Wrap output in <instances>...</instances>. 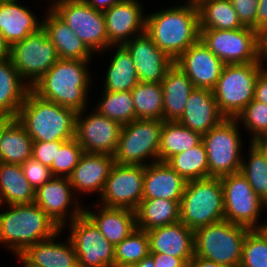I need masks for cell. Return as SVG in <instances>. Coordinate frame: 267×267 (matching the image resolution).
Returning a JSON list of instances; mask_svg holds the SVG:
<instances>
[{
  "instance_id": "1",
  "label": "cell",
  "mask_w": 267,
  "mask_h": 267,
  "mask_svg": "<svg viewBox=\"0 0 267 267\" xmlns=\"http://www.w3.org/2000/svg\"><path fill=\"white\" fill-rule=\"evenodd\" d=\"M145 33L156 47L175 61L200 39L198 6L182 3L147 14Z\"/></svg>"
},
{
  "instance_id": "2",
  "label": "cell",
  "mask_w": 267,
  "mask_h": 267,
  "mask_svg": "<svg viewBox=\"0 0 267 267\" xmlns=\"http://www.w3.org/2000/svg\"><path fill=\"white\" fill-rule=\"evenodd\" d=\"M90 61L59 59L32 87L39 97L77 113L88 107ZM88 99V100H87Z\"/></svg>"
},
{
  "instance_id": "3",
  "label": "cell",
  "mask_w": 267,
  "mask_h": 267,
  "mask_svg": "<svg viewBox=\"0 0 267 267\" xmlns=\"http://www.w3.org/2000/svg\"><path fill=\"white\" fill-rule=\"evenodd\" d=\"M77 112L45 100L31 89L16 119L33 141H68L76 134Z\"/></svg>"
},
{
  "instance_id": "4",
  "label": "cell",
  "mask_w": 267,
  "mask_h": 267,
  "mask_svg": "<svg viewBox=\"0 0 267 267\" xmlns=\"http://www.w3.org/2000/svg\"><path fill=\"white\" fill-rule=\"evenodd\" d=\"M6 206L7 211L0 212V243L15 253L14 256L61 230L35 202Z\"/></svg>"
},
{
  "instance_id": "5",
  "label": "cell",
  "mask_w": 267,
  "mask_h": 267,
  "mask_svg": "<svg viewBox=\"0 0 267 267\" xmlns=\"http://www.w3.org/2000/svg\"><path fill=\"white\" fill-rule=\"evenodd\" d=\"M264 66L261 61L224 65L212 92L225 118H237L254 99L256 80Z\"/></svg>"
},
{
  "instance_id": "6",
  "label": "cell",
  "mask_w": 267,
  "mask_h": 267,
  "mask_svg": "<svg viewBox=\"0 0 267 267\" xmlns=\"http://www.w3.org/2000/svg\"><path fill=\"white\" fill-rule=\"evenodd\" d=\"M224 219L220 177L188 181L180 202V221L196 229Z\"/></svg>"
},
{
  "instance_id": "7",
  "label": "cell",
  "mask_w": 267,
  "mask_h": 267,
  "mask_svg": "<svg viewBox=\"0 0 267 267\" xmlns=\"http://www.w3.org/2000/svg\"><path fill=\"white\" fill-rule=\"evenodd\" d=\"M249 230L225 219L200 227L194 231L195 255L229 267H240Z\"/></svg>"
},
{
  "instance_id": "8",
  "label": "cell",
  "mask_w": 267,
  "mask_h": 267,
  "mask_svg": "<svg viewBox=\"0 0 267 267\" xmlns=\"http://www.w3.org/2000/svg\"><path fill=\"white\" fill-rule=\"evenodd\" d=\"M162 126L163 120L155 119H136L122 125L115 163L146 166L159 161Z\"/></svg>"
},
{
  "instance_id": "9",
  "label": "cell",
  "mask_w": 267,
  "mask_h": 267,
  "mask_svg": "<svg viewBox=\"0 0 267 267\" xmlns=\"http://www.w3.org/2000/svg\"><path fill=\"white\" fill-rule=\"evenodd\" d=\"M239 127L236 118H224L202 136L209 177H222L240 171L243 145Z\"/></svg>"
},
{
  "instance_id": "10",
  "label": "cell",
  "mask_w": 267,
  "mask_h": 267,
  "mask_svg": "<svg viewBox=\"0 0 267 267\" xmlns=\"http://www.w3.org/2000/svg\"><path fill=\"white\" fill-rule=\"evenodd\" d=\"M49 7L75 32L93 53L106 51L111 45L103 12L95 10L84 0H50Z\"/></svg>"
},
{
  "instance_id": "11",
  "label": "cell",
  "mask_w": 267,
  "mask_h": 267,
  "mask_svg": "<svg viewBox=\"0 0 267 267\" xmlns=\"http://www.w3.org/2000/svg\"><path fill=\"white\" fill-rule=\"evenodd\" d=\"M9 58L30 87L59 60L56 48L43 28L13 43Z\"/></svg>"
},
{
  "instance_id": "12",
  "label": "cell",
  "mask_w": 267,
  "mask_h": 267,
  "mask_svg": "<svg viewBox=\"0 0 267 267\" xmlns=\"http://www.w3.org/2000/svg\"><path fill=\"white\" fill-rule=\"evenodd\" d=\"M223 190L224 219L250 230L260 224L265 202L253 191L241 171L220 177Z\"/></svg>"
},
{
  "instance_id": "13",
  "label": "cell",
  "mask_w": 267,
  "mask_h": 267,
  "mask_svg": "<svg viewBox=\"0 0 267 267\" xmlns=\"http://www.w3.org/2000/svg\"><path fill=\"white\" fill-rule=\"evenodd\" d=\"M200 39L225 65L260 61L257 30L251 27L200 30Z\"/></svg>"
},
{
  "instance_id": "14",
  "label": "cell",
  "mask_w": 267,
  "mask_h": 267,
  "mask_svg": "<svg viewBox=\"0 0 267 267\" xmlns=\"http://www.w3.org/2000/svg\"><path fill=\"white\" fill-rule=\"evenodd\" d=\"M79 267H114V248L96 225L83 213L66 224Z\"/></svg>"
},
{
  "instance_id": "15",
  "label": "cell",
  "mask_w": 267,
  "mask_h": 267,
  "mask_svg": "<svg viewBox=\"0 0 267 267\" xmlns=\"http://www.w3.org/2000/svg\"><path fill=\"white\" fill-rule=\"evenodd\" d=\"M144 166L114 163L97 204L136 210L143 199Z\"/></svg>"
},
{
  "instance_id": "16",
  "label": "cell",
  "mask_w": 267,
  "mask_h": 267,
  "mask_svg": "<svg viewBox=\"0 0 267 267\" xmlns=\"http://www.w3.org/2000/svg\"><path fill=\"white\" fill-rule=\"evenodd\" d=\"M93 109L77 113L75 138L84 152L114 156L122 125Z\"/></svg>"
},
{
  "instance_id": "17",
  "label": "cell",
  "mask_w": 267,
  "mask_h": 267,
  "mask_svg": "<svg viewBox=\"0 0 267 267\" xmlns=\"http://www.w3.org/2000/svg\"><path fill=\"white\" fill-rule=\"evenodd\" d=\"M75 197L78 196H75L68 177L53 176L47 183L35 191V203L62 230L65 229L66 224L84 212V204L82 207V203Z\"/></svg>"
},
{
  "instance_id": "18",
  "label": "cell",
  "mask_w": 267,
  "mask_h": 267,
  "mask_svg": "<svg viewBox=\"0 0 267 267\" xmlns=\"http://www.w3.org/2000/svg\"><path fill=\"white\" fill-rule=\"evenodd\" d=\"M138 1L122 0L103 12L110 45H123L145 33L146 14Z\"/></svg>"
},
{
  "instance_id": "19",
  "label": "cell",
  "mask_w": 267,
  "mask_h": 267,
  "mask_svg": "<svg viewBox=\"0 0 267 267\" xmlns=\"http://www.w3.org/2000/svg\"><path fill=\"white\" fill-rule=\"evenodd\" d=\"M174 63L186 73L195 88L211 90L225 65L201 39L184 51Z\"/></svg>"
},
{
  "instance_id": "20",
  "label": "cell",
  "mask_w": 267,
  "mask_h": 267,
  "mask_svg": "<svg viewBox=\"0 0 267 267\" xmlns=\"http://www.w3.org/2000/svg\"><path fill=\"white\" fill-rule=\"evenodd\" d=\"M123 46L131 54L141 82L160 83L164 79L167 69L174 63L156 47L146 33L132 38Z\"/></svg>"
},
{
  "instance_id": "21",
  "label": "cell",
  "mask_w": 267,
  "mask_h": 267,
  "mask_svg": "<svg viewBox=\"0 0 267 267\" xmlns=\"http://www.w3.org/2000/svg\"><path fill=\"white\" fill-rule=\"evenodd\" d=\"M115 160L107 154L84 152L79 163L68 176L74 193H102Z\"/></svg>"
},
{
  "instance_id": "22",
  "label": "cell",
  "mask_w": 267,
  "mask_h": 267,
  "mask_svg": "<svg viewBox=\"0 0 267 267\" xmlns=\"http://www.w3.org/2000/svg\"><path fill=\"white\" fill-rule=\"evenodd\" d=\"M150 253L183 258L188 264L195 255L194 231L181 221L147 231Z\"/></svg>"
},
{
  "instance_id": "23",
  "label": "cell",
  "mask_w": 267,
  "mask_h": 267,
  "mask_svg": "<svg viewBox=\"0 0 267 267\" xmlns=\"http://www.w3.org/2000/svg\"><path fill=\"white\" fill-rule=\"evenodd\" d=\"M224 118L212 90L194 88L188 96L184 113L177 122L203 136Z\"/></svg>"
},
{
  "instance_id": "24",
  "label": "cell",
  "mask_w": 267,
  "mask_h": 267,
  "mask_svg": "<svg viewBox=\"0 0 267 267\" xmlns=\"http://www.w3.org/2000/svg\"><path fill=\"white\" fill-rule=\"evenodd\" d=\"M62 231L61 229L53 237L29 246L18 256L30 267H79L69 238L65 243L57 242Z\"/></svg>"
},
{
  "instance_id": "25",
  "label": "cell",
  "mask_w": 267,
  "mask_h": 267,
  "mask_svg": "<svg viewBox=\"0 0 267 267\" xmlns=\"http://www.w3.org/2000/svg\"><path fill=\"white\" fill-rule=\"evenodd\" d=\"M186 181L166 162L144 166L143 199L181 201Z\"/></svg>"
},
{
  "instance_id": "26",
  "label": "cell",
  "mask_w": 267,
  "mask_h": 267,
  "mask_svg": "<svg viewBox=\"0 0 267 267\" xmlns=\"http://www.w3.org/2000/svg\"><path fill=\"white\" fill-rule=\"evenodd\" d=\"M18 1L0 0V32L10 46L42 28V20Z\"/></svg>"
},
{
  "instance_id": "27",
  "label": "cell",
  "mask_w": 267,
  "mask_h": 267,
  "mask_svg": "<svg viewBox=\"0 0 267 267\" xmlns=\"http://www.w3.org/2000/svg\"><path fill=\"white\" fill-rule=\"evenodd\" d=\"M92 210L84 206V214L96 225L105 238L114 246L127 238L136 228V212L128 208L105 207ZM86 207V208H85ZM96 211V212H95Z\"/></svg>"
},
{
  "instance_id": "28",
  "label": "cell",
  "mask_w": 267,
  "mask_h": 267,
  "mask_svg": "<svg viewBox=\"0 0 267 267\" xmlns=\"http://www.w3.org/2000/svg\"><path fill=\"white\" fill-rule=\"evenodd\" d=\"M45 11L42 28L54 44L59 59L92 61L94 54L77 37L74 31L50 8Z\"/></svg>"
},
{
  "instance_id": "29",
  "label": "cell",
  "mask_w": 267,
  "mask_h": 267,
  "mask_svg": "<svg viewBox=\"0 0 267 267\" xmlns=\"http://www.w3.org/2000/svg\"><path fill=\"white\" fill-rule=\"evenodd\" d=\"M163 90V121H178L184 113L194 85L186 73L173 63L160 82Z\"/></svg>"
},
{
  "instance_id": "30",
  "label": "cell",
  "mask_w": 267,
  "mask_h": 267,
  "mask_svg": "<svg viewBox=\"0 0 267 267\" xmlns=\"http://www.w3.org/2000/svg\"><path fill=\"white\" fill-rule=\"evenodd\" d=\"M33 139L15 119L0 117V162L23 164L32 157Z\"/></svg>"
},
{
  "instance_id": "31",
  "label": "cell",
  "mask_w": 267,
  "mask_h": 267,
  "mask_svg": "<svg viewBox=\"0 0 267 267\" xmlns=\"http://www.w3.org/2000/svg\"><path fill=\"white\" fill-rule=\"evenodd\" d=\"M30 89L10 58L0 61V117L15 119Z\"/></svg>"
},
{
  "instance_id": "32",
  "label": "cell",
  "mask_w": 267,
  "mask_h": 267,
  "mask_svg": "<svg viewBox=\"0 0 267 267\" xmlns=\"http://www.w3.org/2000/svg\"><path fill=\"white\" fill-rule=\"evenodd\" d=\"M35 190L24 176L21 164L0 162V208L3 205L31 204Z\"/></svg>"
},
{
  "instance_id": "33",
  "label": "cell",
  "mask_w": 267,
  "mask_h": 267,
  "mask_svg": "<svg viewBox=\"0 0 267 267\" xmlns=\"http://www.w3.org/2000/svg\"><path fill=\"white\" fill-rule=\"evenodd\" d=\"M116 48L106 70L104 91H131L140 82L131 54L123 45H111L108 49Z\"/></svg>"
},
{
  "instance_id": "34",
  "label": "cell",
  "mask_w": 267,
  "mask_h": 267,
  "mask_svg": "<svg viewBox=\"0 0 267 267\" xmlns=\"http://www.w3.org/2000/svg\"><path fill=\"white\" fill-rule=\"evenodd\" d=\"M180 202L168 199H142L136 212V227L149 231L180 221Z\"/></svg>"
},
{
  "instance_id": "35",
  "label": "cell",
  "mask_w": 267,
  "mask_h": 267,
  "mask_svg": "<svg viewBox=\"0 0 267 267\" xmlns=\"http://www.w3.org/2000/svg\"><path fill=\"white\" fill-rule=\"evenodd\" d=\"M201 142V134L177 121H163L158 152L159 161L167 162L172 156L193 148Z\"/></svg>"
},
{
  "instance_id": "36",
  "label": "cell",
  "mask_w": 267,
  "mask_h": 267,
  "mask_svg": "<svg viewBox=\"0 0 267 267\" xmlns=\"http://www.w3.org/2000/svg\"><path fill=\"white\" fill-rule=\"evenodd\" d=\"M200 30L245 27L229 0H205L198 6Z\"/></svg>"
},
{
  "instance_id": "37",
  "label": "cell",
  "mask_w": 267,
  "mask_h": 267,
  "mask_svg": "<svg viewBox=\"0 0 267 267\" xmlns=\"http://www.w3.org/2000/svg\"><path fill=\"white\" fill-rule=\"evenodd\" d=\"M166 163L186 182L209 178L207 153L203 142L172 156Z\"/></svg>"
},
{
  "instance_id": "38",
  "label": "cell",
  "mask_w": 267,
  "mask_h": 267,
  "mask_svg": "<svg viewBox=\"0 0 267 267\" xmlns=\"http://www.w3.org/2000/svg\"><path fill=\"white\" fill-rule=\"evenodd\" d=\"M137 119L162 120L163 90L161 83L139 82L131 90Z\"/></svg>"
},
{
  "instance_id": "39",
  "label": "cell",
  "mask_w": 267,
  "mask_h": 267,
  "mask_svg": "<svg viewBox=\"0 0 267 267\" xmlns=\"http://www.w3.org/2000/svg\"><path fill=\"white\" fill-rule=\"evenodd\" d=\"M248 157H242L241 173L246 177L253 191L267 202V157L254 143L250 142Z\"/></svg>"
},
{
  "instance_id": "40",
  "label": "cell",
  "mask_w": 267,
  "mask_h": 267,
  "mask_svg": "<svg viewBox=\"0 0 267 267\" xmlns=\"http://www.w3.org/2000/svg\"><path fill=\"white\" fill-rule=\"evenodd\" d=\"M102 94L97 107H95V110L100 114L119 122L121 125L137 119L131 91L110 92L103 90Z\"/></svg>"
},
{
  "instance_id": "41",
  "label": "cell",
  "mask_w": 267,
  "mask_h": 267,
  "mask_svg": "<svg viewBox=\"0 0 267 267\" xmlns=\"http://www.w3.org/2000/svg\"><path fill=\"white\" fill-rule=\"evenodd\" d=\"M150 254L147 231L135 228L114 248V267L135 265Z\"/></svg>"
},
{
  "instance_id": "42",
  "label": "cell",
  "mask_w": 267,
  "mask_h": 267,
  "mask_svg": "<svg viewBox=\"0 0 267 267\" xmlns=\"http://www.w3.org/2000/svg\"><path fill=\"white\" fill-rule=\"evenodd\" d=\"M84 153L82 146L76 138L68 141H56V155L50 167L52 175L68 177L79 163Z\"/></svg>"
},
{
  "instance_id": "43",
  "label": "cell",
  "mask_w": 267,
  "mask_h": 267,
  "mask_svg": "<svg viewBox=\"0 0 267 267\" xmlns=\"http://www.w3.org/2000/svg\"><path fill=\"white\" fill-rule=\"evenodd\" d=\"M236 119L251 134L249 143L255 142L267 132V104L253 99Z\"/></svg>"
},
{
  "instance_id": "44",
  "label": "cell",
  "mask_w": 267,
  "mask_h": 267,
  "mask_svg": "<svg viewBox=\"0 0 267 267\" xmlns=\"http://www.w3.org/2000/svg\"><path fill=\"white\" fill-rule=\"evenodd\" d=\"M240 267H267V242L256 229L247 232Z\"/></svg>"
},
{
  "instance_id": "45",
  "label": "cell",
  "mask_w": 267,
  "mask_h": 267,
  "mask_svg": "<svg viewBox=\"0 0 267 267\" xmlns=\"http://www.w3.org/2000/svg\"><path fill=\"white\" fill-rule=\"evenodd\" d=\"M21 167L23 169L24 176L35 191L53 177L51 169L33 157L28 158L23 164H21Z\"/></svg>"
},
{
  "instance_id": "46",
  "label": "cell",
  "mask_w": 267,
  "mask_h": 267,
  "mask_svg": "<svg viewBox=\"0 0 267 267\" xmlns=\"http://www.w3.org/2000/svg\"><path fill=\"white\" fill-rule=\"evenodd\" d=\"M239 20L246 27L256 30L257 6L259 0H229Z\"/></svg>"
},
{
  "instance_id": "47",
  "label": "cell",
  "mask_w": 267,
  "mask_h": 267,
  "mask_svg": "<svg viewBox=\"0 0 267 267\" xmlns=\"http://www.w3.org/2000/svg\"><path fill=\"white\" fill-rule=\"evenodd\" d=\"M56 155V141H33L32 157L49 168Z\"/></svg>"
},
{
  "instance_id": "48",
  "label": "cell",
  "mask_w": 267,
  "mask_h": 267,
  "mask_svg": "<svg viewBox=\"0 0 267 267\" xmlns=\"http://www.w3.org/2000/svg\"><path fill=\"white\" fill-rule=\"evenodd\" d=\"M156 267H188L183 258L174 257L163 253H150Z\"/></svg>"
},
{
  "instance_id": "49",
  "label": "cell",
  "mask_w": 267,
  "mask_h": 267,
  "mask_svg": "<svg viewBox=\"0 0 267 267\" xmlns=\"http://www.w3.org/2000/svg\"><path fill=\"white\" fill-rule=\"evenodd\" d=\"M254 100L267 104V66L260 72L256 80Z\"/></svg>"
},
{
  "instance_id": "50",
  "label": "cell",
  "mask_w": 267,
  "mask_h": 267,
  "mask_svg": "<svg viewBox=\"0 0 267 267\" xmlns=\"http://www.w3.org/2000/svg\"><path fill=\"white\" fill-rule=\"evenodd\" d=\"M258 56L260 61L267 63V24L257 30Z\"/></svg>"
},
{
  "instance_id": "51",
  "label": "cell",
  "mask_w": 267,
  "mask_h": 267,
  "mask_svg": "<svg viewBox=\"0 0 267 267\" xmlns=\"http://www.w3.org/2000/svg\"><path fill=\"white\" fill-rule=\"evenodd\" d=\"M267 24V0H259L257 6L256 30Z\"/></svg>"
},
{
  "instance_id": "52",
  "label": "cell",
  "mask_w": 267,
  "mask_h": 267,
  "mask_svg": "<svg viewBox=\"0 0 267 267\" xmlns=\"http://www.w3.org/2000/svg\"><path fill=\"white\" fill-rule=\"evenodd\" d=\"M188 267H229V266L222 265L212 260L194 255L193 258L190 260Z\"/></svg>"
},
{
  "instance_id": "53",
  "label": "cell",
  "mask_w": 267,
  "mask_h": 267,
  "mask_svg": "<svg viewBox=\"0 0 267 267\" xmlns=\"http://www.w3.org/2000/svg\"><path fill=\"white\" fill-rule=\"evenodd\" d=\"M88 5L93 7L95 10L100 12H105L107 9L111 8L116 3L122 0H84Z\"/></svg>"
},
{
  "instance_id": "54",
  "label": "cell",
  "mask_w": 267,
  "mask_h": 267,
  "mask_svg": "<svg viewBox=\"0 0 267 267\" xmlns=\"http://www.w3.org/2000/svg\"><path fill=\"white\" fill-rule=\"evenodd\" d=\"M10 57V45L5 41L0 32V61Z\"/></svg>"
},
{
  "instance_id": "55",
  "label": "cell",
  "mask_w": 267,
  "mask_h": 267,
  "mask_svg": "<svg viewBox=\"0 0 267 267\" xmlns=\"http://www.w3.org/2000/svg\"><path fill=\"white\" fill-rule=\"evenodd\" d=\"M122 267H156L153 257L149 254L147 257L143 258L139 263L135 265H125Z\"/></svg>"
},
{
  "instance_id": "56",
  "label": "cell",
  "mask_w": 267,
  "mask_h": 267,
  "mask_svg": "<svg viewBox=\"0 0 267 267\" xmlns=\"http://www.w3.org/2000/svg\"><path fill=\"white\" fill-rule=\"evenodd\" d=\"M256 230L262 235V237L266 240L267 242V220L264 223L261 222L258 227L256 228Z\"/></svg>"
},
{
  "instance_id": "57",
  "label": "cell",
  "mask_w": 267,
  "mask_h": 267,
  "mask_svg": "<svg viewBox=\"0 0 267 267\" xmlns=\"http://www.w3.org/2000/svg\"><path fill=\"white\" fill-rule=\"evenodd\" d=\"M205 0H186L185 3L189 5L199 6Z\"/></svg>"
},
{
  "instance_id": "58",
  "label": "cell",
  "mask_w": 267,
  "mask_h": 267,
  "mask_svg": "<svg viewBox=\"0 0 267 267\" xmlns=\"http://www.w3.org/2000/svg\"><path fill=\"white\" fill-rule=\"evenodd\" d=\"M267 157V143H255Z\"/></svg>"
},
{
  "instance_id": "59",
  "label": "cell",
  "mask_w": 267,
  "mask_h": 267,
  "mask_svg": "<svg viewBox=\"0 0 267 267\" xmlns=\"http://www.w3.org/2000/svg\"><path fill=\"white\" fill-rule=\"evenodd\" d=\"M254 143H267V132L263 135L262 138L256 140Z\"/></svg>"
},
{
  "instance_id": "60",
  "label": "cell",
  "mask_w": 267,
  "mask_h": 267,
  "mask_svg": "<svg viewBox=\"0 0 267 267\" xmlns=\"http://www.w3.org/2000/svg\"><path fill=\"white\" fill-rule=\"evenodd\" d=\"M16 258H18V260L21 262V263H23V265L24 266H22V267H30V266H28L19 256H17Z\"/></svg>"
}]
</instances>
